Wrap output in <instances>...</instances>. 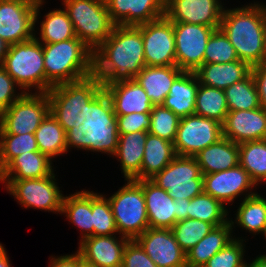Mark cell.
I'll return each instance as SVG.
<instances>
[{
  "mask_svg": "<svg viewBox=\"0 0 266 267\" xmlns=\"http://www.w3.org/2000/svg\"><path fill=\"white\" fill-rule=\"evenodd\" d=\"M145 66L141 25H115L93 52V75L102 85L134 80Z\"/></svg>",
  "mask_w": 266,
  "mask_h": 267,
  "instance_id": "cell-1",
  "label": "cell"
},
{
  "mask_svg": "<svg viewBox=\"0 0 266 267\" xmlns=\"http://www.w3.org/2000/svg\"><path fill=\"white\" fill-rule=\"evenodd\" d=\"M220 29L228 37L241 61L251 67L266 61L264 4L224 9Z\"/></svg>",
  "mask_w": 266,
  "mask_h": 267,
  "instance_id": "cell-2",
  "label": "cell"
},
{
  "mask_svg": "<svg viewBox=\"0 0 266 267\" xmlns=\"http://www.w3.org/2000/svg\"><path fill=\"white\" fill-rule=\"evenodd\" d=\"M118 127L112 102L103 89L88 105L85 120L66 131L67 148L114 154L118 145Z\"/></svg>",
  "mask_w": 266,
  "mask_h": 267,
  "instance_id": "cell-3",
  "label": "cell"
},
{
  "mask_svg": "<svg viewBox=\"0 0 266 267\" xmlns=\"http://www.w3.org/2000/svg\"><path fill=\"white\" fill-rule=\"evenodd\" d=\"M42 50L46 93L57 84L93 75V51L77 37L58 43H42Z\"/></svg>",
  "mask_w": 266,
  "mask_h": 267,
  "instance_id": "cell-4",
  "label": "cell"
},
{
  "mask_svg": "<svg viewBox=\"0 0 266 267\" xmlns=\"http://www.w3.org/2000/svg\"><path fill=\"white\" fill-rule=\"evenodd\" d=\"M103 90L101 81L91 75L79 81L53 86L48 92L50 112L65 131L85 120L87 105Z\"/></svg>",
  "mask_w": 266,
  "mask_h": 267,
  "instance_id": "cell-5",
  "label": "cell"
},
{
  "mask_svg": "<svg viewBox=\"0 0 266 267\" xmlns=\"http://www.w3.org/2000/svg\"><path fill=\"white\" fill-rule=\"evenodd\" d=\"M39 40L35 36L28 41L10 45L1 65L24 93H30L32 87L36 88V93H46L44 55Z\"/></svg>",
  "mask_w": 266,
  "mask_h": 267,
  "instance_id": "cell-6",
  "label": "cell"
},
{
  "mask_svg": "<svg viewBox=\"0 0 266 267\" xmlns=\"http://www.w3.org/2000/svg\"><path fill=\"white\" fill-rule=\"evenodd\" d=\"M75 35L93 52L111 35L115 24L105 0H63Z\"/></svg>",
  "mask_w": 266,
  "mask_h": 267,
  "instance_id": "cell-7",
  "label": "cell"
},
{
  "mask_svg": "<svg viewBox=\"0 0 266 267\" xmlns=\"http://www.w3.org/2000/svg\"><path fill=\"white\" fill-rule=\"evenodd\" d=\"M126 181L108 200L118 234L136 240L149 228L148 214L142 187L135 180Z\"/></svg>",
  "mask_w": 266,
  "mask_h": 267,
  "instance_id": "cell-8",
  "label": "cell"
},
{
  "mask_svg": "<svg viewBox=\"0 0 266 267\" xmlns=\"http://www.w3.org/2000/svg\"><path fill=\"white\" fill-rule=\"evenodd\" d=\"M151 180L174 199H193L203 192V175L194 157L177 155Z\"/></svg>",
  "mask_w": 266,
  "mask_h": 267,
  "instance_id": "cell-9",
  "label": "cell"
},
{
  "mask_svg": "<svg viewBox=\"0 0 266 267\" xmlns=\"http://www.w3.org/2000/svg\"><path fill=\"white\" fill-rule=\"evenodd\" d=\"M49 112L47 93H24L0 113V134L35 133Z\"/></svg>",
  "mask_w": 266,
  "mask_h": 267,
  "instance_id": "cell-10",
  "label": "cell"
},
{
  "mask_svg": "<svg viewBox=\"0 0 266 267\" xmlns=\"http://www.w3.org/2000/svg\"><path fill=\"white\" fill-rule=\"evenodd\" d=\"M44 0H0V37L9 45L35 37Z\"/></svg>",
  "mask_w": 266,
  "mask_h": 267,
  "instance_id": "cell-11",
  "label": "cell"
},
{
  "mask_svg": "<svg viewBox=\"0 0 266 267\" xmlns=\"http://www.w3.org/2000/svg\"><path fill=\"white\" fill-rule=\"evenodd\" d=\"M54 172L43 178L24 180H1L8 193L24 208L41 209L61 214L64 195L61 193Z\"/></svg>",
  "mask_w": 266,
  "mask_h": 267,
  "instance_id": "cell-12",
  "label": "cell"
},
{
  "mask_svg": "<svg viewBox=\"0 0 266 267\" xmlns=\"http://www.w3.org/2000/svg\"><path fill=\"white\" fill-rule=\"evenodd\" d=\"M222 138V124L196 114L180 118L174 148L177 155L194 157Z\"/></svg>",
  "mask_w": 266,
  "mask_h": 267,
  "instance_id": "cell-13",
  "label": "cell"
},
{
  "mask_svg": "<svg viewBox=\"0 0 266 267\" xmlns=\"http://www.w3.org/2000/svg\"><path fill=\"white\" fill-rule=\"evenodd\" d=\"M176 66L185 72H195L204 64L205 48L215 30L205 25L173 22Z\"/></svg>",
  "mask_w": 266,
  "mask_h": 267,
  "instance_id": "cell-14",
  "label": "cell"
},
{
  "mask_svg": "<svg viewBox=\"0 0 266 267\" xmlns=\"http://www.w3.org/2000/svg\"><path fill=\"white\" fill-rule=\"evenodd\" d=\"M146 66L176 65L173 22L165 16L141 24Z\"/></svg>",
  "mask_w": 266,
  "mask_h": 267,
  "instance_id": "cell-15",
  "label": "cell"
},
{
  "mask_svg": "<svg viewBox=\"0 0 266 267\" xmlns=\"http://www.w3.org/2000/svg\"><path fill=\"white\" fill-rule=\"evenodd\" d=\"M220 0H165L164 16L183 22L220 28L223 8Z\"/></svg>",
  "mask_w": 266,
  "mask_h": 267,
  "instance_id": "cell-16",
  "label": "cell"
},
{
  "mask_svg": "<svg viewBox=\"0 0 266 267\" xmlns=\"http://www.w3.org/2000/svg\"><path fill=\"white\" fill-rule=\"evenodd\" d=\"M136 241L158 267H187L186 253L171 229L148 228Z\"/></svg>",
  "mask_w": 266,
  "mask_h": 267,
  "instance_id": "cell-17",
  "label": "cell"
},
{
  "mask_svg": "<svg viewBox=\"0 0 266 267\" xmlns=\"http://www.w3.org/2000/svg\"><path fill=\"white\" fill-rule=\"evenodd\" d=\"M256 187L247 171L240 165L216 173L203 175V192L219 200L224 206L236 197Z\"/></svg>",
  "mask_w": 266,
  "mask_h": 267,
  "instance_id": "cell-18",
  "label": "cell"
},
{
  "mask_svg": "<svg viewBox=\"0 0 266 267\" xmlns=\"http://www.w3.org/2000/svg\"><path fill=\"white\" fill-rule=\"evenodd\" d=\"M222 137L237 144L266 139V110L229 111L222 124Z\"/></svg>",
  "mask_w": 266,
  "mask_h": 267,
  "instance_id": "cell-19",
  "label": "cell"
},
{
  "mask_svg": "<svg viewBox=\"0 0 266 267\" xmlns=\"http://www.w3.org/2000/svg\"><path fill=\"white\" fill-rule=\"evenodd\" d=\"M115 25L138 26L164 16L165 0H105Z\"/></svg>",
  "mask_w": 266,
  "mask_h": 267,
  "instance_id": "cell-20",
  "label": "cell"
},
{
  "mask_svg": "<svg viewBox=\"0 0 266 267\" xmlns=\"http://www.w3.org/2000/svg\"><path fill=\"white\" fill-rule=\"evenodd\" d=\"M129 239L121 236H90L80 241L81 258L95 267H122L123 251Z\"/></svg>",
  "mask_w": 266,
  "mask_h": 267,
  "instance_id": "cell-21",
  "label": "cell"
},
{
  "mask_svg": "<svg viewBox=\"0 0 266 267\" xmlns=\"http://www.w3.org/2000/svg\"><path fill=\"white\" fill-rule=\"evenodd\" d=\"M143 189L149 228L171 229L175 225L176 203L151 179L135 180Z\"/></svg>",
  "mask_w": 266,
  "mask_h": 267,
  "instance_id": "cell-22",
  "label": "cell"
},
{
  "mask_svg": "<svg viewBox=\"0 0 266 267\" xmlns=\"http://www.w3.org/2000/svg\"><path fill=\"white\" fill-rule=\"evenodd\" d=\"M103 89L112 102L115 115L150 113L154 106L135 79L103 85Z\"/></svg>",
  "mask_w": 266,
  "mask_h": 267,
  "instance_id": "cell-23",
  "label": "cell"
},
{
  "mask_svg": "<svg viewBox=\"0 0 266 267\" xmlns=\"http://www.w3.org/2000/svg\"><path fill=\"white\" fill-rule=\"evenodd\" d=\"M251 66L236 60L228 63H204L194 73L199 84L225 90L227 87L245 79L251 73Z\"/></svg>",
  "mask_w": 266,
  "mask_h": 267,
  "instance_id": "cell-24",
  "label": "cell"
},
{
  "mask_svg": "<svg viewBox=\"0 0 266 267\" xmlns=\"http://www.w3.org/2000/svg\"><path fill=\"white\" fill-rule=\"evenodd\" d=\"M174 66H145L135 77L153 105H162L173 82L183 73Z\"/></svg>",
  "mask_w": 266,
  "mask_h": 267,
  "instance_id": "cell-25",
  "label": "cell"
},
{
  "mask_svg": "<svg viewBox=\"0 0 266 267\" xmlns=\"http://www.w3.org/2000/svg\"><path fill=\"white\" fill-rule=\"evenodd\" d=\"M148 132L119 134L115 157L121 163L125 180H141V165Z\"/></svg>",
  "mask_w": 266,
  "mask_h": 267,
  "instance_id": "cell-26",
  "label": "cell"
},
{
  "mask_svg": "<svg viewBox=\"0 0 266 267\" xmlns=\"http://www.w3.org/2000/svg\"><path fill=\"white\" fill-rule=\"evenodd\" d=\"M202 175L228 170L239 165L238 144L222 137L194 156Z\"/></svg>",
  "mask_w": 266,
  "mask_h": 267,
  "instance_id": "cell-27",
  "label": "cell"
},
{
  "mask_svg": "<svg viewBox=\"0 0 266 267\" xmlns=\"http://www.w3.org/2000/svg\"><path fill=\"white\" fill-rule=\"evenodd\" d=\"M52 168V160L40 151L24 152L1 171V180L43 178L54 172Z\"/></svg>",
  "mask_w": 266,
  "mask_h": 267,
  "instance_id": "cell-28",
  "label": "cell"
},
{
  "mask_svg": "<svg viewBox=\"0 0 266 267\" xmlns=\"http://www.w3.org/2000/svg\"><path fill=\"white\" fill-rule=\"evenodd\" d=\"M199 81L194 72H183L172 84L163 106L179 118L195 114V101Z\"/></svg>",
  "mask_w": 266,
  "mask_h": 267,
  "instance_id": "cell-29",
  "label": "cell"
},
{
  "mask_svg": "<svg viewBox=\"0 0 266 267\" xmlns=\"http://www.w3.org/2000/svg\"><path fill=\"white\" fill-rule=\"evenodd\" d=\"M234 221L214 227L192 249L186 253L187 267H203L208 260L235 238L231 236Z\"/></svg>",
  "mask_w": 266,
  "mask_h": 267,
  "instance_id": "cell-30",
  "label": "cell"
},
{
  "mask_svg": "<svg viewBox=\"0 0 266 267\" xmlns=\"http://www.w3.org/2000/svg\"><path fill=\"white\" fill-rule=\"evenodd\" d=\"M176 156L172 142L148 132L141 165V180L153 178Z\"/></svg>",
  "mask_w": 266,
  "mask_h": 267,
  "instance_id": "cell-31",
  "label": "cell"
},
{
  "mask_svg": "<svg viewBox=\"0 0 266 267\" xmlns=\"http://www.w3.org/2000/svg\"><path fill=\"white\" fill-rule=\"evenodd\" d=\"M61 213L82 230V240L93 236L92 191L83 190L64 196Z\"/></svg>",
  "mask_w": 266,
  "mask_h": 267,
  "instance_id": "cell-32",
  "label": "cell"
},
{
  "mask_svg": "<svg viewBox=\"0 0 266 267\" xmlns=\"http://www.w3.org/2000/svg\"><path fill=\"white\" fill-rule=\"evenodd\" d=\"M240 203L235 223L250 233H266V199L258 193L248 192Z\"/></svg>",
  "mask_w": 266,
  "mask_h": 267,
  "instance_id": "cell-33",
  "label": "cell"
},
{
  "mask_svg": "<svg viewBox=\"0 0 266 267\" xmlns=\"http://www.w3.org/2000/svg\"><path fill=\"white\" fill-rule=\"evenodd\" d=\"M34 134L39 151L50 159L67 152L66 131L51 112L43 119Z\"/></svg>",
  "mask_w": 266,
  "mask_h": 267,
  "instance_id": "cell-34",
  "label": "cell"
},
{
  "mask_svg": "<svg viewBox=\"0 0 266 267\" xmlns=\"http://www.w3.org/2000/svg\"><path fill=\"white\" fill-rule=\"evenodd\" d=\"M239 165L258 186L266 181V139L246 141L238 144ZM260 182V183H259Z\"/></svg>",
  "mask_w": 266,
  "mask_h": 267,
  "instance_id": "cell-35",
  "label": "cell"
},
{
  "mask_svg": "<svg viewBox=\"0 0 266 267\" xmlns=\"http://www.w3.org/2000/svg\"><path fill=\"white\" fill-rule=\"evenodd\" d=\"M228 112L224 90L199 84L195 101L196 115L223 124Z\"/></svg>",
  "mask_w": 266,
  "mask_h": 267,
  "instance_id": "cell-36",
  "label": "cell"
},
{
  "mask_svg": "<svg viewBox=\"0 0 266 267\" xmlns=\"http://www.w3.org/2000/svg\"><path fill=\"white\" fill-rule=\"evenodd\" d=\"M187 212L189 219L201 220L214 227L229 221L227 208L219 200L205 192L190 200Z\"/></svg>",
  "mask_w": 266,
  "mask_h": 267,
  "instance_id": "cell-37",
  "label": "cell"
},
{
  "mask_svg": "<svg viewBox=\"0 0 266 267\" xmlns=\"http://www.w3.org/2000/svg\"><path fill=\"white\" fill-rule=\"evenodd\" d=\"M40 25L41 43H58L76 38L73 24L67 12L60 8L46 14Z\"/></svg>",
  "mask_w": 266,
  "mask_h": 267,
  "instance_id": "cell-38",
  "label": "cell"
},
{
  "mask_svg": "<svg viewBox=\"0 0 266 267\" xmlns=\"http://www.w3.org/2000/svg\"><path fill=\"white\" fill-rule=\"evenodd\" d=\"M224 92L229 111L260 108L257 88L251 73L245 79L227 87Z\"/></svg>",
  "mask_w": 266,
  "mask_h": 267,
  "instance_id": "cell-39",
  "label": "cell"
},
{
  "mask_svg": "<svg viewBox=\"0 0 266 267\" xmlns=\"http://www.w3.org/2000/svg\"><path fill=\"white\" fill-rule=\"evenodd\" d=\"M39 151L34 133L0 134V172L24 152Z\"/></svg>",
  "mask_w": 266,
  "mask_h": 267,
  "instance_id": "cell-40",
  "label": "cell"
},
{
  "mask_svg": "<svg viewBox=\"0 0 266 267\" xmlns=\"http://www.w3.org/2000/svg\"><path fill=\"white\" fill-rule=\"evenodd\" d=\"M213 228L210 223L187 218L177 222L171 231L181 249L187 253Z\"/></svg>",
  "mask_w": 266,
  "mask_h": 267,
  "instance_id": "cell-41",
  "label": "cell"
},
{
  "mask_svg": "<svg viewBox=\"0 0 266 267\" xmlns=\"http://www.w3.org/2000/svg\"><path fill=\"white\" fill-rule=\"evenodd\" d=\"M93 236L118 233L108 198L92 191Z\"/></svg>",
  "mask_w": 266,
  "mask_h": 267,
  "instance_id": "cell-42",
  "label": "cell"
},
{
  "mask_svg": "<svg viewBox=\"0 0 266 267\" xmlns=\"http://www.w3.org/2000/svg\"><path fill=\"white\" fill-rule=\"evenodd\" d=\"M149 133L174 143L180 118L163 105H154L150 112Z\"/></svg>",
  "mask_w": 266,
  "mask_h": 267,
  "instance_id": "cell-43",
  "label": "cell"
},
{
  "mask_svg": "<svg viewBox=\"0 0 266 267\" xmlns=\"http://www.w3.org/2000/svg\"><path fill=\"white\" fill-rule=\"evenodd\" d=\"M239 60L235 48L219 28L211 34L205 48L204 63H228Z\"/></svg>",
  "mask_w": 266,
  "mask_h": 267,
  "instance_id": "cell-44",
  "label": "cell"
},
{
  "mask_svg": "<svg viewBox=\"0 0 266 267\" xmlns=\"http://www.w3.org/2000/svg\"><path fill=\"white\" fill-rule=\"evenodd\" d=\"M237 239L212 256L203 267H245L246 261L243 260L245 240Z\"/></svg>",
  "mask_w": 266,
  "mask_h": 267,
  "instance_id": "cell-45",
  "label": "cell"
},
{
  "mask_svg": "<svg viewBox=\"0 0 266 267\" xmlns=\"http://www.w3.org/2000/svg\"><path fill=\"white\" fill-rule=\"evenodd\" d=\"M118 134L146 131L150 128V113L116 115Z\"/></svg>",
  "mask_w": 266,
  "mask_h": 267,
  "instance_id": "cell-46",
  "label": "cell"
},
{
  "mask_svg": "<svg viewBox=\"0 0 266 267\" xmlns=\"http://www.w3.org/2000/svg\"><path fill=\"white\" fill-rule=\"evenodd\" d=\"M122 267H158L136 240H129L123 251Z\"/></svg>",
  "mask_w": 266,
  "mask_h": 267,
  "instance_id": "cell-47",
  "label": "cell"
},
{
  "mask_svg": "<svg viewBox=\"0 0 266 267\" xmlns=\"http://www.w3.org/2000/svg\"><path fill=\"white\" fill-rule=\"evenodd\" d=\"M17 86L13 78L0 65V113L24 94L22 90L21 93H15Z\"/></svg>",
  "mask_w": 266,
  "mask_h": 267,
  "instance_id": "cell-48",
  "label": "cell"
},
{
  "mask_svg": "<svg viewBox=\"0 0 266 267\" xmlns=\"http://www.w3.org/2000/svg\"><path fill=\"white\" fill-rule=\"evenodd\" d=\"M251 74L257 88L260 107L266 110V61L252 66Z\"/></svg>",
  "mask_w": 266,
  "mask_h": 267,
  "instance_id": "cell-49",
  "label": "cell"
},
{
  "mask_svg": "<svg viewBox=\"0 0 266 267\" xmlns=\"http://www.w3.org/2000/svg\"><path fill=\"white\" fill-rule=\"evenodd\" d=\"M50 267H77V252L71 255H63L51 258Z\"/></svg>",
  "mask_w": 266,
  "mask_h": 267,
  "instance_id": "cell-50",
  "label": "cell"
},
{
  "mask_svg": "<svg viewBox=\"0 0 266 267\" xmlns=\"http://www.w3.org/2000/svg\"><path fill=\"white\" fill-rule=\"evenodd\" d=\"M176 203V212H175V224L179 221L185 220L188 218V204L189 199H177L174 200Z\"/></svg>",
  "mask_w": 266,
  "mask_h": 267,
  "instance_id": "cell-51",
  "label": "cell"
},
{
  "mask_svg": "<svg viewBox=\"0 0 266 267\" xmlns=\"http://www.w3.org/2000/svg\"><path fill=\"white\" fill-rule=\"evenodd\" d=\"M3 245L0 243V267H12Z\"/></svg>",
  "mask_w": 266,
  "mask_h": 267,
  "instance_id": "cell-52",
  "label": "cell"
},
{
  "mask_svg": "<svg viewBox=\"0 0 266 267\" xmlns=\"http://www.w3.org/2000/svg\"><path fill=\"white\" fill-rule=\"evenodd\" d=\"M245 267H266V256L260 255L256 257L251 263H247Z\"/></svg>",
  "mask_w": 266,
  "mask_h": 267,
  "instance_id": "cell-53",
  "label": "cell"
},
{
  "mask_svg": "<svg viewBox=\"0 0 266 267\" xmlns=\"http://www.w3.org/2000/svg\"><path fill=\"white\" fill-rule=\"evenodd\" d=\"M9 46L10 45L0 37V65H2L4 58L8 53Z\"/></svg>",
  "mask_w": 266,
  "mask_h": 267,
  "instance_id": "cell-54",
  "label": "cell"
},
{
  "mask_svg": "<svg viewBox=\"0 0 266 267\" xmlns=\"http://www.w3.org/2000/svg\"><path fill=\"white\" fill-rule=\"evenodd\" d=\"M77 267H95L94 265L84 261L80 253L77 251Z\"/></svg>",
  "mask_w": 266,
  "mask_h": 267,
  "instance_id": "cell-55",
  "label": "cell"
},
{
  "mask_svg": "<svg viewBox=\"0 0 266 267\" xmlns=\"http://www.w3.org/2000/svg\"><path fill=\"white\" fill-rule=\"evenodd\" d=\"M264 14H265V36H266V5H264Z\"/></svg>",
  "mask_w": 266,
  "mask_h": 267,
  "instance_id": "cell-56",
  "label": "cell"
}]
</instances>
